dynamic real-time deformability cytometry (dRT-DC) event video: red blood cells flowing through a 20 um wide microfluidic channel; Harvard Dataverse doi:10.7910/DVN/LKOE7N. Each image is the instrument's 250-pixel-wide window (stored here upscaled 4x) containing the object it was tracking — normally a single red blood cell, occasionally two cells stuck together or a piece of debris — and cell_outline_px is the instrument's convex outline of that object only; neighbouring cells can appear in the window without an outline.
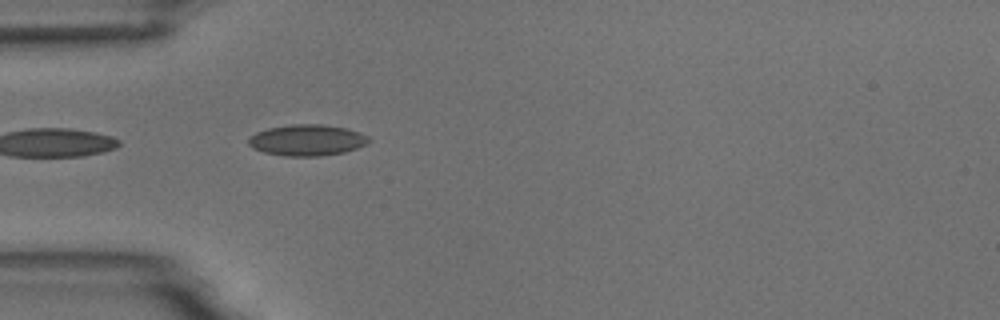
{"species": "common noctule bat (a hibernating species)", "species_latin": "Nyctalus noctula", "temperature_condition": "room temperature", "stored_images_in_passage": 5, "camera_frame_rate_fps": 3000, "um_per_image_px": 0.085, "animal": {"sex": "male", "body_mass_g": 18.8}, "frame": {"image": 1, "passage_image": 5, "time_ms": 4.667, "image_size_px": [1000, 320], "cell_outline_px": [[372, 140], [368, 144], [344, 152], [320, 156], [284, 156], [264, 152], [252, 148], [248, 144], [248, 140], [256, 132], [268, 128], [292, 124], [324, 124], [344, 128], [360, 132], [368, 136]], "centroid_in_image_um": [26.12, 11.91], "position_along_channel_um": 58.9, "area_um2": 21.91}}